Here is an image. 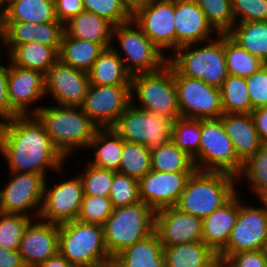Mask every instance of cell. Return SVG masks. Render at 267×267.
<instances>
[{"label":"cell","instance_id":"52","mask_svg":"<svg viewBox=\"0 0 267 267\" xmlns=\"http://www.w3.org/2000/svg\"><path fill=\"white\" fill-rule=\"evenodd\" d=\"M251 116L262 144L267 146V106L254 109Z\"/></svg>","mask_w":267,"mask_h":267},{"label":"cell","instance_id":"53","mask_svg":"<svg viewBox=\"0 0 267 267\" xmlns=\"http://www.w3.org/2000/svg\"><path fill=\"white\" fill-rule=\"evenodd\" d=\"M0 267H26L18 250H8L0 245Z\"/></svg>","mask_w":267,"mask_h":267},{"label":"cell","instance_id":"59","mask_svg":"<svg viewBox=\"0 0 267 267\" xmlns=\"http://www.w3.org/2000/svg\"><path fill=\"white\" fill-rule=\"evenodd\" d=\"M262 250H263L264 256L267 258V239L264 242Z\"/></svg>","mask_w":267,"mask_h":267},{"label":"cell","instance_id":"33","mask_svg":"<svg viewBox=\"0 0 267 267\" xmlns=\"http://www.w3.org/2000/svg\"><path fill=\"white\" fill-rule=\"evenodd\" d=\"M227 35L244 50L267 64V21L235 23Z\"/></svg>","mask_w":267,"mask_h":267},{"label":"cell","instance_id":"8","mask_svg":"<svg viewBox=\"0 0 267 267\" xmlns=\"http://www.w3.org/2000/svg\"><path fill=\"white\" fill-rule=\"evenodd\" d=\"M117 41L120 50L114 44L111 47L132 76L154 72L168 63V56L151 42L133 20L113 26L112 43Z\"/></svg>","mask_w":267,"mask_h":267},{"label":"cell","instance_id":"37","mask_svg":"<svg viewBox=\"0 0 267 267\" xmlns=\"http://www.w3.org/2000/svg\"><path fill=\"white\" fill-rule=\"evenodd\" d=\"M220 90L224 113L247 114L254 110L248 94L246 78L229 74Z\"/></svg>","mask_w":267,"mask_h":267},{"label":"cell","instance_id":"6","mask_svg":"<svg viewBox=\"0 0 267 267\" xmlns=\"http://www.w3.org/2000/svg\"><path fill=\"white\" fill-rule=\"evenodd\" d=\"M155 212L142 201L113 208L103 225L105 244L112 259L155 232Z\"/></svg>","mask_w":267,"mask_h":267},{"label":"cell","instance_id":"10","mask_svg":"<svg viewBox=\"0 0 267 267\" xmlns=\"http://www.w3.org/2000/svg\"><path fill=\"white\" fill-rule=\"evenodd\" d=\"M172 122L166 114L142 110L131 103L113 129L124 141L143 144L152 151L171 140Z\"/></svg>","mask_w":267,"mask_h":267},{"label":"cell","instance_id":"25","mask_svg":"<svg viewBox=\"0 0 267 267\" xmlns=\"http://www.w3.org/2000/svg\"><path fill=\"white\" fill-rule=\"evenodd\" d=\"M220 118L237 158L245 163L263 145L251 113H224Z\"/></svg>","mask_w":267,"mask_h":267},{"label":"cell","instance_id":"56","mask_svg":"<svg viewBox=\"0 0 267 267\" xmlns=\"http://www.w3.org/2000/svg\"><path fill=\"white\" fill-rule=\"evenodd\" d=\"M124 1L130 6L131 9H133L137 5H140L143 2H146L147 0H124Z\"/></svg>","mask_w":267,"mask_h":267},{"label":"cell","instance_id":"42","mask_svg":"<svg viewBox=\"0 0 267 267\" xmlns=\"http://www.w3.org/2000/svg\"><path fill=\"white\" fill-rule=\"evenodd\" d=\"M33 219L23 214L0 212V245L8 250H18L25 229Z\"/></svg>","mask_w":267,"mask_h":267},{"label":"cell","instance_id":"55","mask_svg":"<svg viewBox=\"0 0 267 267\" xmlns=\"http://www.w3.org/2000/svg\"><path fill=\"white\" fill-rule=\"evenodd\" d=\"M1 46H3L2 48H6V20H5L4 10L0 9V47ZM0 60H1V56H0Z\"/></svg>","mask_w":267,"mask_h":267},{"label":"cell","instance_id":"35","mask_svg":"<svg viewBox=\"0 0 267 267\" xmlns=\"http://www.w3.org/2000/svg\"><path fill=\"white\" fill-rule=\"evenodd\" d=\"M151 169L158 172H194L193 159L169 140L151 151Z\"/></svg>","mask_w":267,"mask_h":267},{"label":"cell","instance_id":"12","mask_svg":"<svg viewBox=\"0 0 267 267\" xmlns=\"http://www.w3.org/2000/svg\"><path fill=\"white\" fill-rule=\"evenodd\" d=\"M174 16L175 0H147L132 9V20L135 24L167 55L170 51H176Z\"/></svg>","mask_w":267,"mask_h":267},{"label":"cell","instance_id":"54","mask_svg":"<svg viewBox=\"0 0 267 267\" xmlns=\"http://www.w3.org/2000/svg\"><path fill=\"white\" fill-rule=\"evenodd\" d=\"M39 267H76L70 264L59 252L42 263Z\"/></svg>","mask_w":267,"mask_h":267},{"label":"cell","instance_id":"40","mask_svg":"<svg viewBox=\"0 0 267 267\" xmlns=\"http://www.w3.org/2000/svg\"><path fill=\"white\" fill-rule=\"evenodd\" d=\"M225 58L230 75L248 78L265 65L225 34Z\"/></svg>","mask_w":267,"mask_h":267},{"label":"cell","instance_id":"50","mask_svg":"<svg viewBox=\"0 0 267 267\" xmlns=\"http://www.w3.org/2000/svg\"><path fill=\"white\" fill-rule=\"evenodd\" d=\"M220 267H267L263 250L243 251L231 255Z\"/></svg>","mask_w":267,"mask_h":267},{"label":"cell","instance_id":"26","mask_svg":"<svg viewBox=\"0 0 267 267\" xmlns=\"http://www.w3.org/2000/svg\"><path fill=\"white\" fill-rule=\"evenodd\" d=\"M165 267H220L218 255L202 241L163 246Z\"/></svg>","mask_w":267,"mask_h":267},{"label":"cell","instance_id":"46","mask_svg":"<svg viewBox=\"0 0 267 267\" xmlns=\"http://www.w3.org/2000/svg\"><path fill=\"white\" fill-rule=\"evenodd\" d=\"M113 207L109 197L84 195L78 221L103 226L112 214Z\"/></svg>","mask_w":267,"mask_h":267},{"label":"cell","instance_id":"39","mask_svg":"<svg viewBox=\"0 0 267 267\" xmlns=\"http://www.w3.org/2000/svg\"><path fill=\"white\" fill-rule=\"evenodd\" d=\"M171 140L192 159L199 154L201 120L179 117L172 122Z\"/></svg>","mask_w":267,"mask_h":267},{"label":"cell","instance_id":"14","mask_svg":"<svg viewBox=\"0 0 267 267\" xmlns=\"http://www.w3.org/2000/svg\"><path fill=\"white\" fill-rule=\"evenodd\" d=\"M174 78L181 117L217 119L224 114L220 88L184 75Z\"/></svg>","mask_w":267,"mask_h":267},{"label":"cell","instance_id":"31","mask_svg":"<svg viewBox=\"0 0 267 267\" xmlns=\"http://www.w3.org/2000/svg\"><path fill=\"white\" fill-rule=\"evenodd\" d=\"M8 60L19 67L38 70L46 74L59 59L58 51L38 42L16 45L6 56Z\"/></svg>","mask_w":267,"mask_h":267},{"label":"cell","instance_id":"60","mask_svg":"<svg viewBox=\"0 0 267 267\" xmlns=\"http://www.w3.org/2000/svg\"><path fill=\"white\" fill-rule=\"evenodd\" d=\"M263 201L267 204V197L265 199H263Z\"/></svg>","mask_w":267,"mask_h":267},{"label":"cell","instance_id":"57","mask_svg":"<svg viewBox=\"0 0 267 267\" xmlns=\"http://www.w3.org/2000/svg\"><path fill=\"white\" fill-rule=\"evenodd\" d=\"M12 0H0V9L5 10L11 3Z\"/></svg>","mask_w":267,"mask_h":267},{"label":"cell","instance_id":"21","mask_svg":"<svg viewBox=\"0 0 267 267\" xmlns=\"http://www.w3.org/2000/svg\"><path fill=\"white\" fill-rule=\"evenodd\" d=\"M155 232L163 246L202 240V219L175 206L155 212Z\"/></svg>","mask_w":267,"mask_h":267},{"label":"cell","instance_id":"16","mask_svg":"<svg viewBox=\"0 0 267 267\" xmlns=\"http://www.w3.org/2000/svg\"><path fill=\"white\" fill-rule=\"evenodd\" d=\"M130 104L131 85L90 84L81 109L98 128H113Z\"/></svg>","mask_w":267,"mask_h":267},{"label":"cell","instance_id":"38","mask_svg":"<svg viewBox=\"0 0 267 267\" xmlns=\"http://www.w3.org/2000/svg\"><path fill=\"white\" fill-rule=\"evenodd\" d=\"M121 162L117 172L138 181L151 171V150L143 144L123 140Z\"/></svg>","mask_w":267,"mask_h":267},{"label":"cell","instance_id":"24","mask_svg":"<svg viewBox=\"0 0 267 267\" xmlns=\"http://www.w3.org/2000/svg\"><path fill=\"white\" fill-rule=\"evenodd\" d=\"M238 218V191L211 215L202 219V242L217 255L226 247Z\"/></svg>","mask_w":267,"mask_h":267},{"label":"cell","instance_id":"11","mask_svg":"<svg viewBox=\"0 0 267 267\" xmlns=\"http://www.w3.org/2000/svg\"><path fill=\"white\" fill-rule=\"evenodd\" d=\"M238 193V218L226 247L218 254L220 264L231 255L243 251L263 249L267 239V204L260 200L258 206L245 203Z\"/></svg>","mask_w":267,"mask_h":267},{"label":"cell","instance_id":"19","mask_svg":"<svg viewBox=\"0 0 267 267\" xmlns=\"http://www.w3.org/2000/svg\"><path fill=\"white\" fill-rule=\"evenodd\" d=\"M192 173L149 171L139 180L140 201L155 211L175 206Z\"/></svg>","mask_w":267,"mask_h":267},{"label":"cell","instance_id":"3","mask_svg":"<svg viewBox=\"0 0 267 267\" xmlns=\"http://www.w3.org/2000/svg\"><path fill=\"white\" fill-rule=\"evenodd\" d=\"M215 36L216 39L184 45L169 54L168 63L173 67L174 75L201 79L220 88L229 73L225 58V34Z\"/></svg>","mask_w":267,"mask_h":267},{"label":"cell","instance_id":"13","mask_svg":"<svg viewBox=\"0 0 267 267\" xmlns=\"http://www.w3.org/2000/svg\"><path fill=\"white\" fill-rule=\"evenodd\" d=\"M9 175L8 181L0 187V212L39 218L46 178L27 172L9 171Z\"/></svg>","mask_w":267,"mask_h":267},{"label":"cell","instance_id":"32","mask_svg":"<svg viewBox=\"0 0 267 267\" xmlns=\"http://www.w3.org/2000/svg\"><path fill=\"white\" fill-rule=\"evenodd\" d=\"M104 49L100 43L79 40L64 33L58 55L62 63L89 72Z\"/></svg>","mask_w":267,"mask_h":267},{"label":"cell","instance_id":"49","mask_svg":"<svg viewBox=\"0 0 267 267\" xmlns=\"http://www.w3.org/2000/svg\"><path fill=\"white\" fill-rule=\"evenodd\" d=\"M0 60V126L10 122L18 116L12 109L8 100L9 64Z\"/></svg>","mask_w":267,"mask_h":267},{"label":"cell","instance_id":"27","mask_svg":"<svg viewBox=\"0 0 267 267\" xmlns=\"http://www.w3.org/2000/svg\"><path fill=\"white\" fill-rule=\"evenodd\" d=\"M65 34L79 40L100 43L105 49L111 47L113 25L105 18L83 11L64 24Z\"/></svg>","mask_w":267,"mask_h":267},{"label":"cell","instance_id":"29","mask_svg":"<svg viewBox=\"0 0 267 267\" xmlns=\"http://www.w3.org/2000/svg\"><path fill=\"white\" fill-rule=\"evenodd\" d=\"M89 150H95L90 164L115 172L119 170L123 139L113 128H98L87 151Z\"/></svg>","mask_w":267,"mask_h":267},{"label":"cell","instance_id":"1","mask_svg":"<svg viewBox=\"0 0 267 267\" xmlns=\"http://www.w3.org/2000/svg\"><path fill=\"white\" fill-rule=\"evenodd\" d=\"M0 155L12 172L36 173L46 179L49 170L66 172L67 160L54 147L36 115L16 116L0 126Z\"/></svg>","mask_w":267,"mask_h":267},{"label":"cell","instance_id":"41","mask_svg":"<svg viewBox=\"0 0 267 267\" xmlns=\"http://www.w3.org/2000/svg\"><path fill=\"white\" fill-rule=\"evenodd\" d=\"M218 34H227L235 24L231 0H194Z\"/></svg>","mask_w":267,"mask_h":267},{"label":"cell","instance_id":"17","mask_svg":"<svg viewBox=\"0 0 267 267\" xmlns=\"http://www.w3.org/2000/svg\"><path fill=\"white\" fill-rule=\"evenodd\" d=\"M90 87L89 73L62 63L59 59L45 74V97L57 105L81 107Z\"/></svg>","mask_w":267,"mask_h":267},{"label":"cell","instance_id":"18","mask_svg":"<svg viewBox=\"0 0 267 267\" xmlns=\"http://www.w3.org/2000/svg\"><path fill=\"white\" fill-rule=\"evenodd\" d=\"M8 63V100L11 109L18 116L36 115L42 106L33 104L45 98V74L16 66L9 60Z\"/></svg>","mask_w":267,"mask_h":267},{"label":"cell","instance_id":"5","mask_svg":"<svg viewBox=\"0 0 267 267\" xmlns=\"http://www.w3.org/2000/svg\"><path fill=\"white\" fill-rule=\"evenodd\" d=\"M58 250L76 267H96L113 261L105 244L103 226L78 220L59 225Z\"/></svg>","mask_w":267,"mask_h":267},{"label":"cell","instance_id":"45","mask_svg":"<svg viewBox=\"0 0 267 267\" xmlns=\"http://www.w3.org/2000/svg\"><path fill=\"white\" fill-rule=\"evenodd\" d=\"M109 198L113 208L140 202L139 181L120 172H114Z\"/></svg>","mask_w":267,"mask_h":267},{"label":"cell","instance_id":"20","mask_svg":"<svg viewBox=\"0 0 267 267\" xmlns=\"http://www.w3.org/2000/svg\"><path fill=\"white\" fill-rule=\"evenodd\" d=\"M59 243V224L33 219L20 242L19 253L26 267H39L55 256Z\"/></svg>","mask_w":267,"mask_h":267},{"label":"cell","instance_id":"34","mask_svg":"<svg viewBox=\"0 0 267 267\" xmlns=\"http://www.w3.org/2000/svg\"><path fill=\"white\" fill-rule=\"evenodd\" d=\"M4 12L6 21L39 24L58 21L54 0H12Z\"/></svg>","mask_w":267,"mask_h":267},{"label":"cell","instance_id":"47","mask_svg":"<svg viewBox=\"0 0 267 267\" xmlns=\"http://www.w3.org/2000/svg\"><path fill=\"white\" fill-rule=\"evenodd\" d=\"M235 23L267 21V0H231Z\"/></svg>","mask_w":267,"mask_h":267},{"label":"cell","instance_id":"7","mask_svg":"<svg viewBox=\"0 0 267 267\" xmlns=\"http://www.w3.org/2000/svg\"><path fill=\"white\" fill-rule=\"evenodd\" d=\"M131 103L142 110L166 114L173 121L181 117L173 67L166 63L154 72L133 75Z\"/></svg>","mask_w":267,"mask_h":267},{"label":"cell","instance_id":"58","mask_svg":"<svg viewBox=\"0 0 267 267\" xmlns=\"http://www.w3.org/2000/svg\"><path fill=\"white\" fill-rule=\"evenodd\" d=\"M96 267H117L113 261Z\"/></svg>","mask_w":267,"mask_h":267},{"label":"cell","instance_id":"2","mask_svg":"<svg viewBox=\"0 0 267 267\" xmlns=\"http://www.w3.org/2000/svg\"><path fill=\"white\" fill-rule=\"evenodd\" d=\"M52 105L42 106L36 116L44 124L54 147L67 160L78 149H88L98 127L81 107Z\"/></svg>","mask_w":267,"mask_h":267},{"label":"cell","instance_id":"15","mask_svg":"<svg viewBox=\"0 0 267 267\" xmlns=\"http://www.w3.org/2000/svg\"><path fill=\"white\" fill-rule=\"evenodd\" d=\"M45 180L43 201L39 218L46 222L63 224L78 219L84 197L82 181L77 174L52 187ZM58 183V184H57Z\"/></svg>","mask_w":267,"mask_h":267},{"label":"cell","instance_id":"44","mask_svg":"<svg viewBox=\"0 0 267 267\" xmlns=\"http://www.w3.org/2000/svg\"><path fill=\"white\" fill-rule=\"evenodd\" d=\"M85 167L79 174L84 195L109 197L115 171L96 167L89 161Z\"/></svg>","mask_w":267,"mask_h":267},{"label":"cell","instance_id":"22","mask_svg":"<svg viewBox=\"0 0 267 267\" xmlns=\"http://www.w3.org/2000/svg\"><path fill=\"white\" fill-rule=\"evenodd\" d=\"M174 17L176 50L184 45L212 40L215 34L218 35L194 0H175Z\"/></svg>","mask_w":267,"mask_h":267},{"label":"cell","instance_id":"43","mask_svg":"<svg viewBox=\"0 0 267 267\" xmlns=\"http://www.w3.org/2000/svg\"><path fill=\"white\" fill-rule=\"evenodd\" d=\"M84 10L105 18L113 26L132 20V9L124 0H83Z\"/></svg>","mask_w":267,"mask_h":267},{"label":"cell","instance_id":"48","mask_svg":"<svg viewBox=\"0 0 267 267\" xmlns=\"http://www.w3.org/2000/svg\"><path fill=\"white\" fill-rule=\"evenodd\" d=\"M252 108L267 106V64L246 78Z\"/></svg>","mask_w":267,"mask_h":267},{"label":"cell","instance_id":"4","mask_svg":"<svg viewBox=\"0 0 267 267\" xmlns=\"http://www.w3.org/2000/svg\"><path fill=\"white\" fill-rule=\"evenodd\" d=\"M237 183V177L229 173L195 170L175 207L203 219L239 191Z\"/></svg>","mask_w":267,"mask_h":267},{"label":"cell","instance_id":"36","mask_svg":"<svg viewBox=\"0 0 267 267\" xmlns=\"http://www.w3.org/2000/svg\"><path fill=\"white\" fill-rule=\"evenodd\" d=\"M246 179L248 187L256 198L263 200L267 197V146L262 145L252 157L243 163L242 170L237 176V185L240 180Z\"/></svg>","mask_w":267,"mask_h":267},{"label":"cell","instance_id":"51","mask_svg":"<svg viewBox=\"0 0 267 267\" xmlns=\"http://www.w3.org/2000/svg\"><path fill=\"white\" fill-rule=\"evenodd\" d=\"M57 20L65 24L84 11L83 0H54Z\"/></svg>","mask_w":267,"mask_h":267},{"label":"cell","instance_id":"30","mask_svg":"<svg viewBox=\"0 0 267 267\" xmlns=\"http://www.w3.org/2000/svg\"><path fill=\"white\" fill-rule=\"evenodd\" d=\"M88 73L92 85H131L132 75L112 47L104 49Z\"/></svg>","mask_w":267,"mask_h":267},{"label":"cell","instance_id":"9","mask_svg":"<svg viewBox=\"0 0 267 267\" xmlns=\"http://www.w3.org/2000/svg\"><path fill=\"white\" fill-rule=\"evenodd\" d=\"M196 170L225 172L238 176L243 163L235 154L221 118L201 119L199 154L193 159Z\"/></svg>","mask_w":267,"mask_h":267},{"label":"cell","instance_id":"23","mask_svg":"<svg viewBox=\"0 0 267 267\" xmlns=\"http://www.w3.org/2000/svg\"><path fill=\"white\" fill-rule=\"evenodd\" d=\"M64 33V24L59 20L42 24L6 21V54L16 45L29 42L52 46L59 52Z\"/></svg>","mask_w":267,"mask_h":267},{"label":"cell","instance_id":"28","mask_svg":"<svg viewBox=\"0 0 267 267\" xmlns=\"http://www.w3.org/2000/svg\"><path fill=\"white\" fill-rule=\"evenodd\" d=\"M117 267H165L163 245L156 232L118 253Z\"/></svg>","mask_w":267,"mask_h":267}]
</instances>
